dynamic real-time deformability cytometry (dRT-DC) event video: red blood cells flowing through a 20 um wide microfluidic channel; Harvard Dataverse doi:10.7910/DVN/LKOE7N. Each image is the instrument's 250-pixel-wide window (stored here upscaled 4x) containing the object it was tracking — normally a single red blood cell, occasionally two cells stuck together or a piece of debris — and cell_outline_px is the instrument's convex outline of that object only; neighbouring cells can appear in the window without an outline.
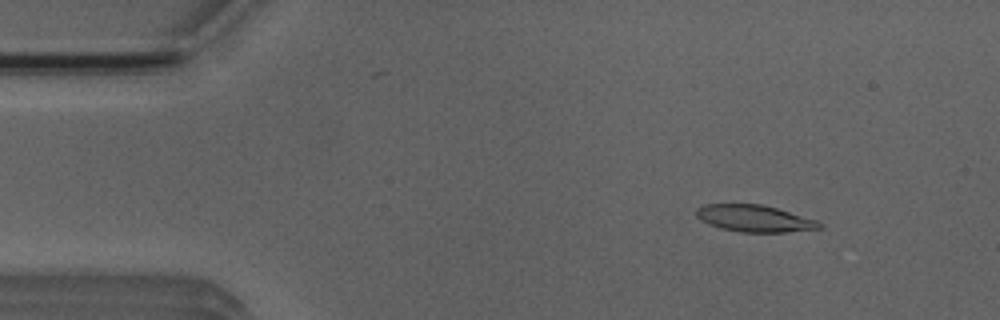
{"species": "Egyptian fruit bat (a non-hibernating species)", "species_latin": "Rousettus aegyptiacus", "temperature_condition": "room temperature", "stored_images_in_passage": 3, "camera_frame_rate_fps": 3000, "um_per_image_px": 0.085, "animal": {"sex": "male"}, "frame": {"image": 1, "passage_image": 1, "time_ms": 0.0, "image_size_px": [1000, 320], "cell_outline_px": [[824, 228], [788, 232], [740, 232], [720, 228], [708, 224], [700, 220], [696, 216], [696, 208], [704, 204], [760, 204], [776, 208], [816, 220], [824, 224]], "centroid_in_image_um": [64.12, 18.57], "position_along_channel_um": 20.9, "area_um2": 19.31}}